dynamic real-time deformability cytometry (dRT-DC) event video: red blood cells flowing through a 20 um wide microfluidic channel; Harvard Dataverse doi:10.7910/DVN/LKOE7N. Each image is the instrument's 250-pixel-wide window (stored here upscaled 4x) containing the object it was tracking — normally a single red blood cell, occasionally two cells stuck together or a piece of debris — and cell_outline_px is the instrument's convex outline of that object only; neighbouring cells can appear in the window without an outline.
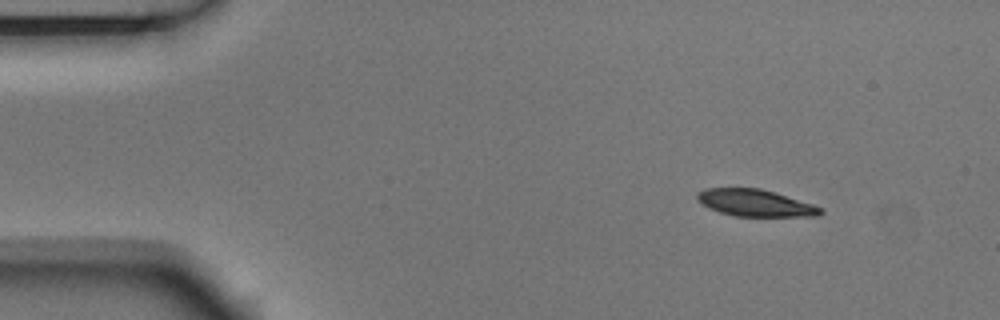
{"species": "Egyptian fruit bat (a non-hibernating species)", "species_latin": "Rousettus aegyptiacus", "temperature_condition": "room temperature", "stored_images_in_passage": 5, "camera_frame_rate_fps": 3000, "um_per_image_px": 0.085, "animal": {"sex": "male"}, "frame": {"image": 1, "passage_image": 1, "time_ms": 0.0, "image_size_px": [1000, 320], "cell_outline_px": [[824, 212], [820, 216], [732, 216], [708, 208], [696, 200], [696, 192], [704, 188], [760, 188], [812, 204], [824, 208]], "centroid_in_image_um": [64.16, 17.25], "position_along_channel_um": 20.8, "area_um2": 19.42}}
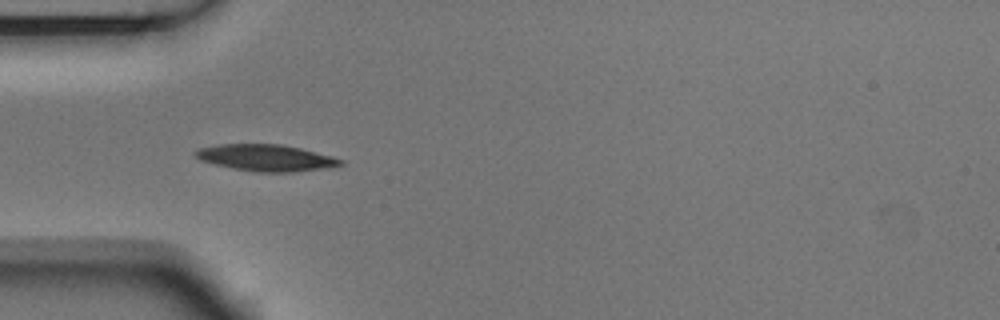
{"frame": {"image": 2, "passage_image": 4, "time_ms": 1.0, "image_size_px": [1000, 320], "cell_outline_px": [[344, 164], [332, 168], [296, 172], [252, 172], [232, 168], [200, 160], [192, 152], [196, 148], [220, 144], [280, 144], [300, 148], [332, 156], [344, 160]], "centroid_in_image_um": [22.64, 13.42], "position_along_channel_um": 62.4, "area_um2": 22.77}}
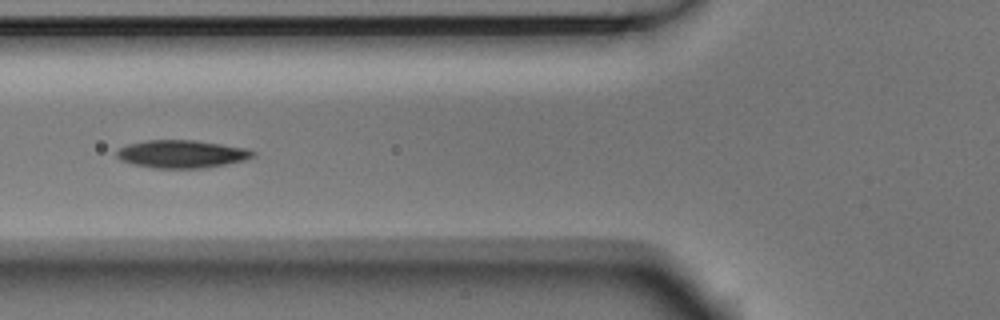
{"frame": {"image": 3, "passage_image": 5, "time_ms": 1.333, "image_size_px": [1000, 320], "cell_outline_px": [[256, 156], [244, 160], [204, 168], [152, 168], [132, 164], [120, 160], [116, 156], [116, 152], [120, 148], [128, 144], [148, 140], [196, 140], [248, 148], [256, 152]], "centroid_in_image_um": [15.46, 13.09], "position_along_channel_um": 110.3, "area_um2": 22.2}}